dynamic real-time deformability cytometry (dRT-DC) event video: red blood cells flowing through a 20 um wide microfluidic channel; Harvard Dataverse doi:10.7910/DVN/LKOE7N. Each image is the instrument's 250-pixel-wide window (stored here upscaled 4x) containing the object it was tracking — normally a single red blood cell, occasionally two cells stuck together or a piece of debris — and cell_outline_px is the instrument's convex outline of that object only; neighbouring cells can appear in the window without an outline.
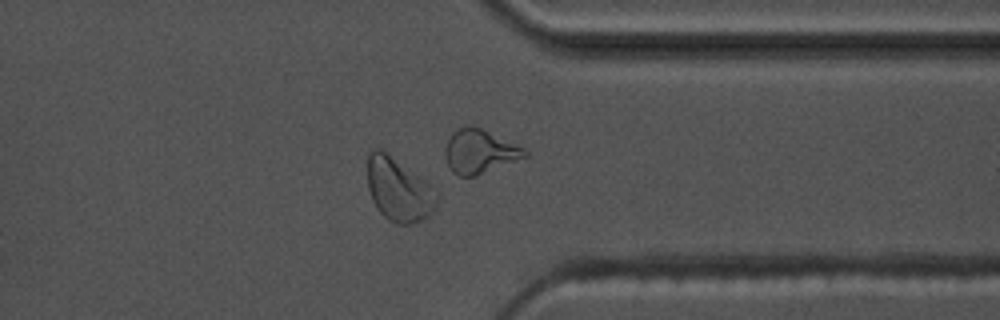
{"species": "common noctule bat (a hibernating species)", "species_latin": "Nyctalus noctula", "temperature_condition": "warm", "stored_images_in_passage": 51, "camera_frame_rate_fps": 3000, "um_per_image_px": 0.085, "animal": {"sex": "male", "body_mass_g": 17.5, "forearm_length_mm": 52.3}, "frame": {"image": 1, "passage_image": 44, "time_ms": 14.333, "image_size_px": [1000, 320], "cell_outline_px": [[440, 196], [432, 212], [428, 216], [412, 224], [396, 224], [388, 220], [380, 212], [372, 200], [368, 188], [368, 152], [372, 148], [380, 148], [420, 176]], "centroid_in_image_um": [33.87, 16.12], "position_along_channel_um": 377.5, "area_um2": 25.55}, "authors_computed_cell_mechanics": {"area_um2": 22.4842, "velocity_mm_per_s": 3.6248, "shape_relaxation_time_tau1_ms": 7.8923, "shape_relaxation_time_tau2_ms": 1.0457, "deformation_change_tau1": 0.1651, "deformation_change_tau2": 0.0613}}